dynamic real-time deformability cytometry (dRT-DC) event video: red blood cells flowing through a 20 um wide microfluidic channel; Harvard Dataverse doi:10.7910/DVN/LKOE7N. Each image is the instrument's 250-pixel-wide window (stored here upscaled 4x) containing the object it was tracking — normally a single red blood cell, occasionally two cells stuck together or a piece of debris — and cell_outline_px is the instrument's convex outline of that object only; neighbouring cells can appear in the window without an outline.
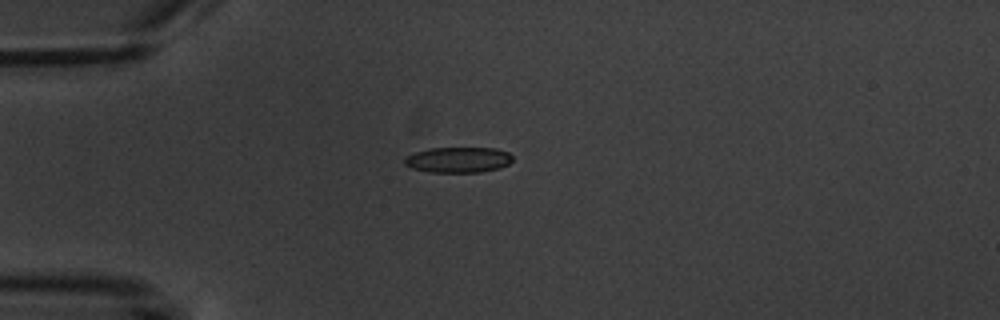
{"species": "common noctule bat (a hibernating species)", "species_latin": "Nyctalus noctula", "temperature_condition": "warm", "stored_images_in_passage": 13, "camera_frame_rate_fps": 3000, "um_per_image_px": 0.085, "animal": {"sex": "male", "body_mass_g": 20.1, "forearm_length_mm": 53.5}, "frame": {"image": 1, "passage_image": 3, "time_ms": 4.0, "image_size_px": [1000, 320], "cell_outline_px": [[512, 160], [508, 164], [500, 168], [480, 172], [428, 172], [412, 168], [404, 164], [404, 160], [408, 156], [416, 152], [428, 148], [496, 148], [508, 152], [512, 156]], "centroid_in_image_um": [38.96, 13.58], "position_along_channel_um": 46.0, "area_um2": 16.07}}
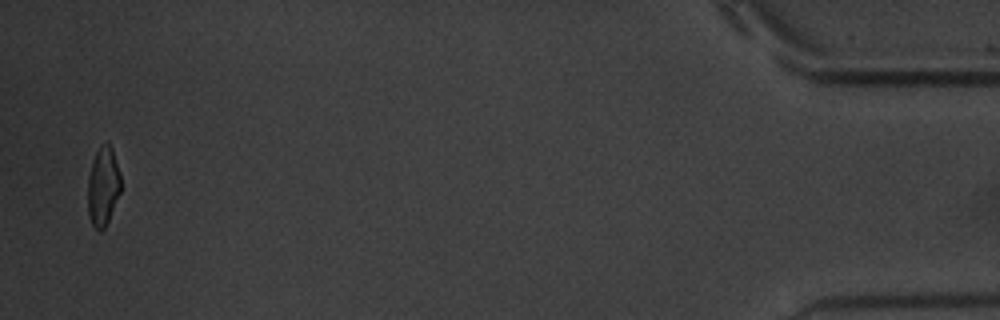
{"frame": {"image": 2, "passage_image": 13, "time_ms": 17.333, "image_size_px": [1000, 320], "cell_outline_px": [[120, 192], [108, 220], [104, 228], [100, 232], [92, 224], [88, 212], [88, 176], [92, 160], [100, 144], [104, 140], [108, 140], [112, 148], [120, 176]], "centroid_in_image_um": [8.75, 15.77], "position_along_channel_um": 426.5, "area_um2": 15.14}, "authors_computed_cell_mechanics": {"area_um2": 16.3574, "velocity_mm_per_s": 3.6236, "shape_relaxation_time_tau1_ms": 4.4855, "shape_relaxation_time_tau2_ms": 1.5044, "deformation_change_tau1": 0.1598, "deformation_change_tau2": 0.0608}}